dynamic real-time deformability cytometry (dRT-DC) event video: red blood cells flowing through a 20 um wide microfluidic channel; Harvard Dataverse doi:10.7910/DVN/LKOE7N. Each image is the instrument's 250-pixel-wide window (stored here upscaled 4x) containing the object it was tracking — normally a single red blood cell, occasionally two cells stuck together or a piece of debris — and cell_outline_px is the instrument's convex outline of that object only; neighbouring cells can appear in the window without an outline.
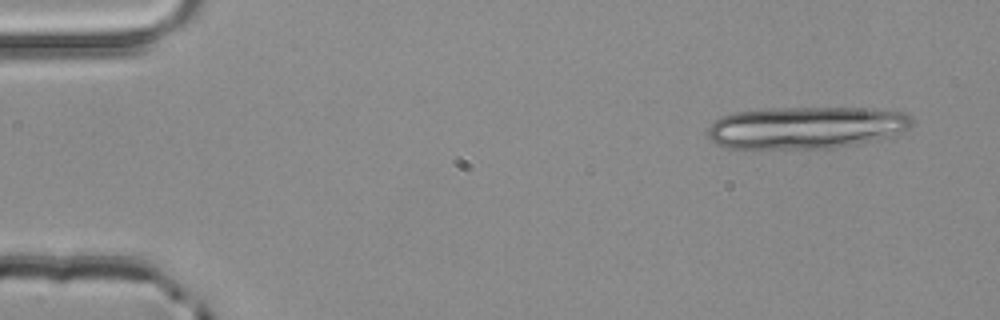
{"species": "common noctule bat (a hibernating species)", "species_latin": "Nyctalus noctula", "temperature_condition": "room temperature", "stored_images_in_passage": 4, "camera_frame_rate_fps": 3000, "um_per_image_px": 0.085, "animal": {"sex": "male", "body_mass_g": 20.4}, "frame": {"image": 1, "passage_image": 4, "time_ms": 1.0, "image_size_px": [1000, 320], "cell_outline_px": [[912, 128], [876, 140], [832, 148], [728, 148], [716, 144], [708, 136], [708, 128], [720, 116], [736, 112], [772, 108], [868, 108], [904, 112], [912, 116]], "centroid_in_image_um": [68.53, 10.84], "position_along_channel_um": 16.5, "area_um2": 50.11}}